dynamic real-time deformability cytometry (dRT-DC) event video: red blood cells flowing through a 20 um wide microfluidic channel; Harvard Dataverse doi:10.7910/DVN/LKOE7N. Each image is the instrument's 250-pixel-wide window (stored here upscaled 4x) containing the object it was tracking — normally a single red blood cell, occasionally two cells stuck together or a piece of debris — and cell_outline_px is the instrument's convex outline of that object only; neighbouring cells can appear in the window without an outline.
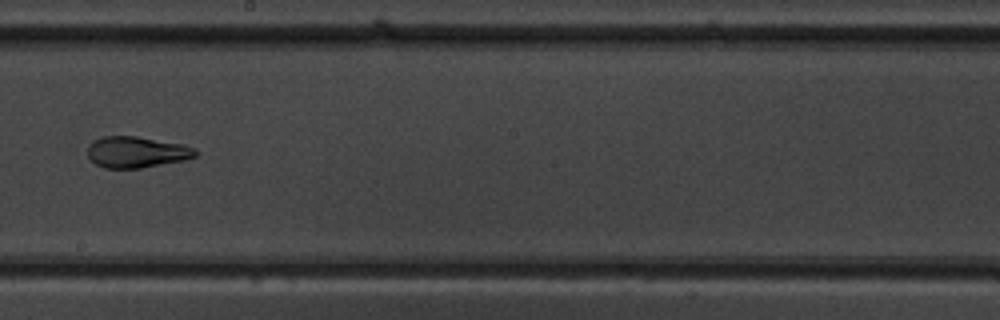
{"species": "common noctule bat (a hibernating species)", "species_latin": "Nyctalus noctula", "temperature_condition": "warm", "stored_images_in_passage": 9, "camera_frame_rate_fps": 3000, "um_per_image_px": 0.085, "animal": {"sex": "male", "body_mass_g": 19.5, "forearm_length_mm": 54.6}, "frame": {"image": 1, "passage_image": 9, "time_ms": 9.333, "image_size_px": [1000, 320], "cell_outline_px": [[200, 152], [196, 156], [184, 160], [140, 168], [104, 168], [96, 164], [88, 156], [88, 144], [92, 140], [104, 136], [136, 136], [184, 144], [196, 148]], "centroid_in_image_um": [11.63, 12.92], "position_along_channel_um": 236.6, "area_um2": 19.77}}